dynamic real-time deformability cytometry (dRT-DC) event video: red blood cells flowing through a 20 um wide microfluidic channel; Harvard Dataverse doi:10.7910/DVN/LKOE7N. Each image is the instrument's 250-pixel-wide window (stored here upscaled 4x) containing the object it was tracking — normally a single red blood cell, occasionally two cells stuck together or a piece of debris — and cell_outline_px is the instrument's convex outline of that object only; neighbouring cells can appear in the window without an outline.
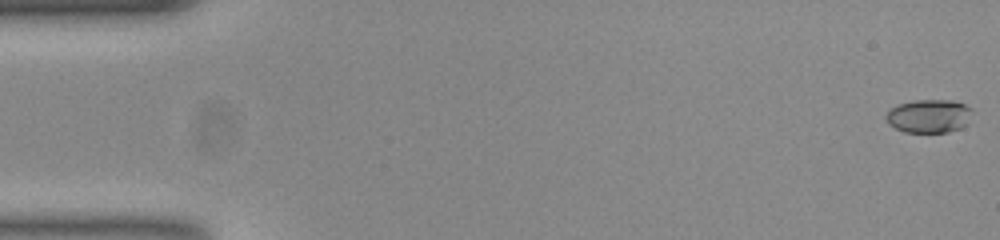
{"species": "common noctule bat (a hibernating species)", "species_latin": "Nyctalus noctula", "temperature_condition": "room temperature", "stored_images_in_passage": 54, "camera_frame_rate_fps": 3000, "um_per_image_px": 0.085, "animal": {"sex": "female", "body_mass_g": 23.0, "forearm_length_mm": 53.4}, "frame": {"image": 1, "passage_image": 1, "time_ms": 0.0, "image_size_px": [1000, 240], "cell_outline_px": [[972, 108], [968, 124], [960, 128], [948, 132], [904, 132], [888, 124], [884, 116], [892, 108], [900, 104], [912, 100], [952, 100], [964, 104]], "centroid_in_image_um": [78.97, 9.86], "position_along_channel_um": 6.0, "area_um2": 16.82}}
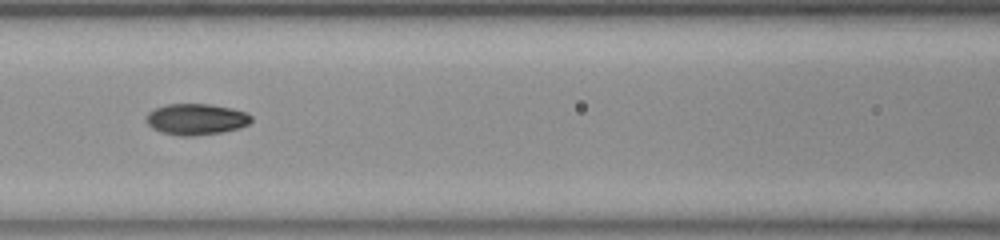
{"frame": {"image": 2, "passage_image": 24, "time_ms": 7.667, "image_size_px": [1000, 240], "cell_outline_px": [[252, 120], [248, 124], [236, 128], [220, 132], [164, 132], [148, 124], [148, 112], [156, 108], [168, 104], [208, 104], [232, 108], [248, 112], [252, 116]], "centroid_in_image_um": [16.76, 10.05], "position_along_channel_um": 149.8, "area_um2": 17.69}}
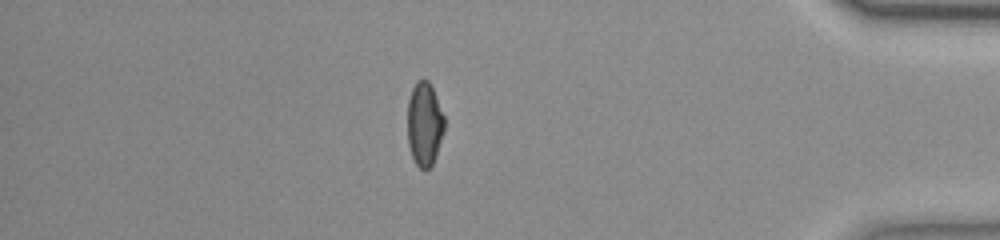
{"frame": {"image": 3, "passage_image": 47, "time_ms": 15.333, "image_size_px": [1000, 240], "cell_outline_px": [[444, 132], [432, 164], [428, 168], [420, 168], [416, 164], [412, 156], [408, 144], [408, 100], [412, 88], [416, 80], [428, 80], [432, 88], [444, 116]], "centroid_in_image_um": [36.07, 10.53], "position_along_channel_um": 399.1, "area_um2": 17.74}, "authors_computed_cell_mechanics": {"area_um2": 18.0336, "velocity_mm_per_s": 3.7897, "shape_relaxation_time_tau1_ms": null, "shape_relaxation_time_tau2_ms": 2.0619, "deformation_change_tau1": null, "deformation_change_tau2": 0.0633}}